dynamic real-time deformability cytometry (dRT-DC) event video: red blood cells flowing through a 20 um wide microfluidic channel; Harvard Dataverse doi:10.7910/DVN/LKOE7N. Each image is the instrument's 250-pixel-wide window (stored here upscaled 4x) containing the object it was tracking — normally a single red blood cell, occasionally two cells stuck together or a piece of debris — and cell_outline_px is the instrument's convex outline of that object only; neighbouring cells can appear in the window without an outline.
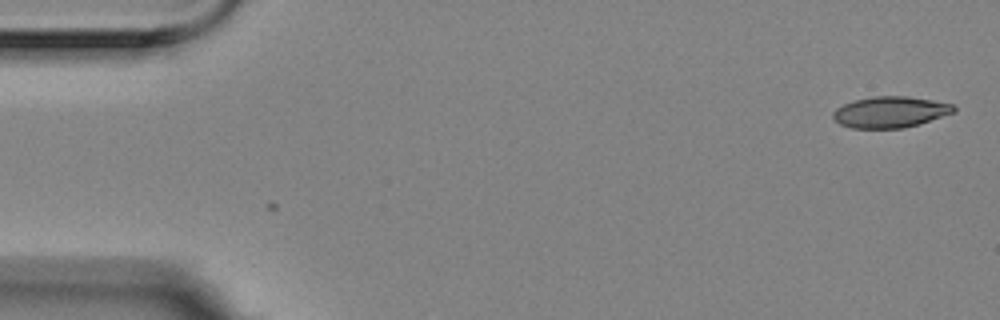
{"species": "Egyptian fruit bat (a non-hibernating species)", "species_latin": "Rousettus aegyptiacus", "temperature_condition": "room temperature", "stored_images_in_passage": 6, "camera_frame_rate_fps": 3000, "um_per_image_px": 0.085, "animal": {"sex": "female"}, "frame": {"image": 1, "passage_image": 1, "time_ms": 0.0, "image_size_px": [1000, 320], "cell_outline_px": [[956, 112], [920, 124], [904, 128], [852, 128], [840, 124], [832, 116], [832, 112], [836, 108], [844, 104], [856, 100], [872, 96], [908, 96], [932, 100], [952, 104], [956, 108]], "centroid_in_image_um": [75.69, 9.52], "position_along_channel_um": 9.3, "area_um2": 21.96}}